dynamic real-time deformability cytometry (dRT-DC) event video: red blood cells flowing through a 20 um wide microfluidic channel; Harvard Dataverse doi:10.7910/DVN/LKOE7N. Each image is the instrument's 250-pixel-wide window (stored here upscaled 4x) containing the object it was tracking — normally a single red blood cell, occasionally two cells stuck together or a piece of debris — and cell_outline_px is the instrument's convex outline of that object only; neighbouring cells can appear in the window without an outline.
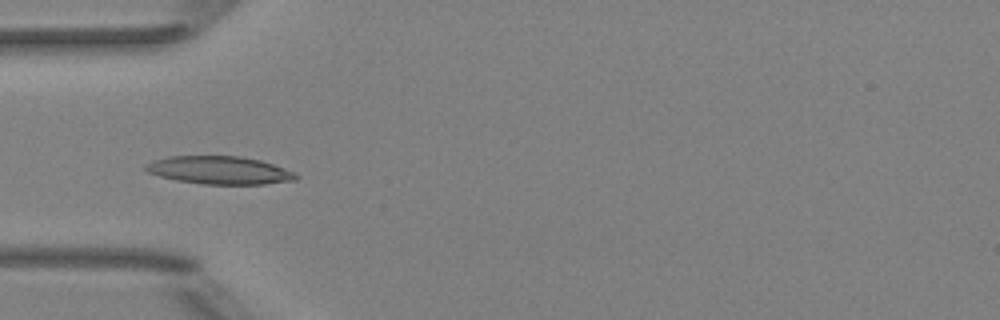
{"species": "Egyptian fruit bat (a non-hibernating species)", "species_latin": "Rousettus aegyptiacus", "temperature_condition": "room temperature", "stored_images_in_passage": 6, "camera_frame_rate_fps": 3000, "um_per_image_px": 0.085, "animal": {"sex": "female"}, "frame": {"image": 1, "passage_image": 4, "time_ms": 3.333, "image_size_px": [1000, 320], "cell_outline_px": [[296, 180], [264, 184], [204, 184], [176, 180], [160, 176], [148, 172], [144, 168], [144, 164], [152, 160], [168, 156], [240, 156], [260, 160], [284, 168], [292, 172], [296, 176]], "centroid_in_image_um": [18.59, 14.46], "position_along_channel_um": 66.4, "area_um2": 24.33}}
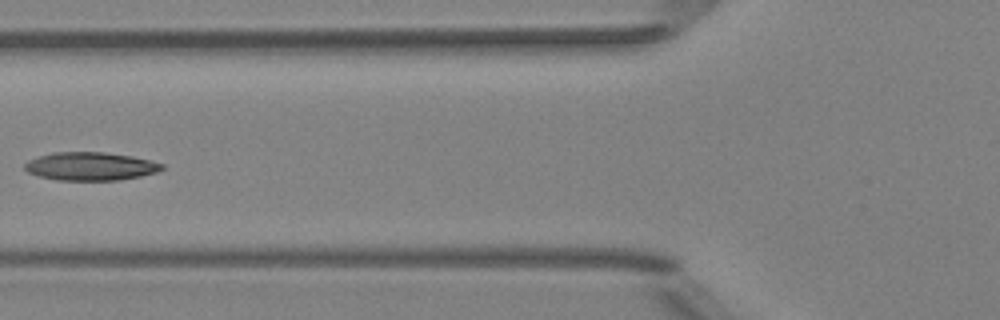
{"frame": {"image": 2, "passage_image": 5, "time_ms": 4.667, "image_size_px": [1000, 320], "cell_outline_px": [[164, 168], [156, 172], [140, 176], [120, 180], [56, 180], [40, 176], [28, 172], [24, 168], [24, 164], [28, 160], [52, 152], [104, 152], [132, 156], [164, 164]], "centroid_in_image_um": [7.68, 14.13], "position_along_channel_um": 118.1, "area_um2": 22.48}}
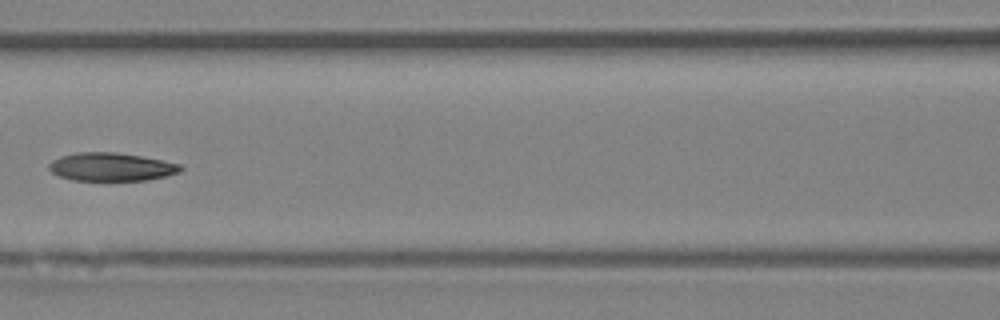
{"frame": {"image": 3, "passage_image": 6, "time_ms": 5.667, "image_size_px": [1000, 320], "cell_outline_px": [[184, 168], [180, 172], [148, 180], [72, 180], [60, 176], [52, 172], [48, 168], [48, 164], [52, 160], [60, 156], [76, 152], [116, 152], [140, 156], [180, 164]], "centroid_in_image_um": [9.43, 14.18], "position_along_channel_um": 157.2, "area_um2": 21.56}}